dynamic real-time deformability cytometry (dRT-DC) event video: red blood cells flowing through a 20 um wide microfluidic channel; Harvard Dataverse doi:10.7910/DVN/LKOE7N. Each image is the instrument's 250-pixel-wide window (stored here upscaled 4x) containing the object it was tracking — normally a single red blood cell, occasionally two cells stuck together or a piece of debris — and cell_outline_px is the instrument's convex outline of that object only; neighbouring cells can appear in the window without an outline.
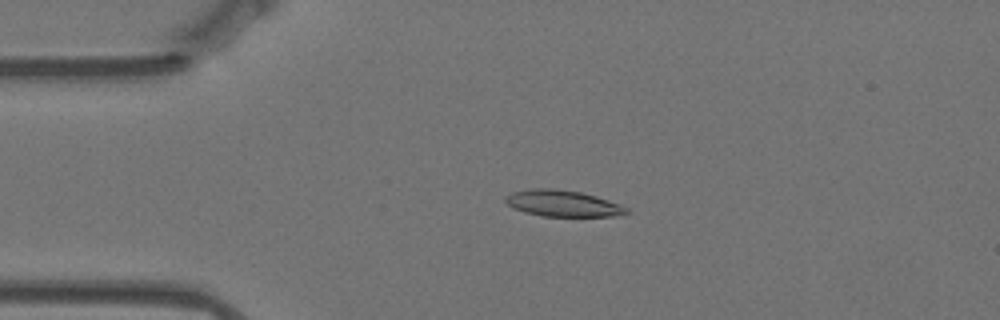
{"species": "Egyptian fruit bat (a non-hibernating species)", "species_latin": "Rousettus aegyptiacus", "temperature_condition": "warm", "stored_images_in_passage": 57, "camera_frame_rate_fps": 3000, "um_per_image_px": 0.085, "animal": {"sex": "female"}, "frame": {"image": 1, "passage_image": 12, "time_ms": 3.667, "image_size_px": [1000, 320], "cell_outline_px": [[632, 212], [616, 216], [540, 216], [524, 212], [512, 208], [504, 200], [504, 196], [512, 192], [532, 188], [552, 188], [580, 192], [596, 196], [620, 204], [628, 208]], "centroid_in_image_um": [47.82, 17.29], "position_along_channel_um": 37.2, "area_um2": 18.73}}
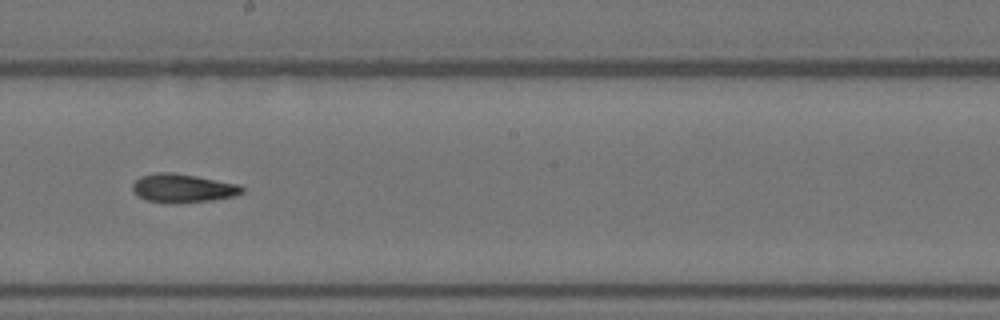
{"frame": {"image": 2, "passage_image": 31, "time_ms": 10.0, "image_size_px": [1000, 320], "cell_outline_px": [[244, 192], [236, 196], [212, 200], [148, 200], [136, 196], [132, 192], [132, 184], [140, 176], [156, 172], [172, 172], [196, 176], [240, 184], [244, 188]], "centroid_in_image_um": [15.56, 15.94], "position_along_channel_um": 232.6, "area_um2": 17.63}}
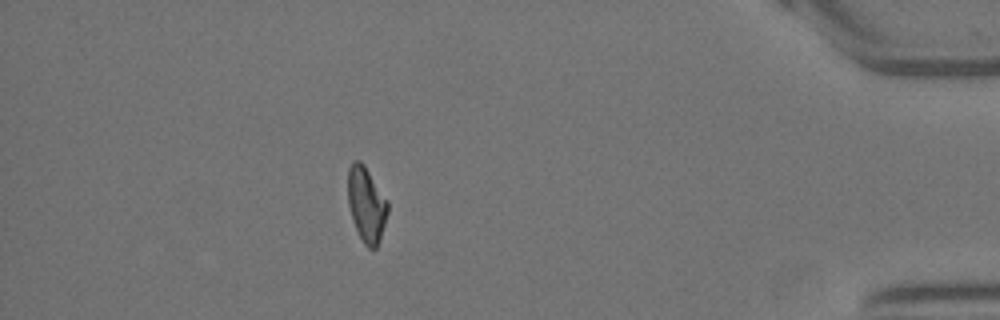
{"frame": {"image": 3, "passage_image": 50, "time_ms": 16.333, "image_size_px": [1000, 320], "cell_outline_px": [[388, 212], [380, 240], [376, 248], [368, 248], [364, 244], [352, 220], [348, 204], [348, 168], [352, 160], [360, 160], [364, 164], [388, 200]], "centroid_in_image_um": [31.14, 17.35], "position_along_channel_um": 404.1, "area_um2": 17.57}}